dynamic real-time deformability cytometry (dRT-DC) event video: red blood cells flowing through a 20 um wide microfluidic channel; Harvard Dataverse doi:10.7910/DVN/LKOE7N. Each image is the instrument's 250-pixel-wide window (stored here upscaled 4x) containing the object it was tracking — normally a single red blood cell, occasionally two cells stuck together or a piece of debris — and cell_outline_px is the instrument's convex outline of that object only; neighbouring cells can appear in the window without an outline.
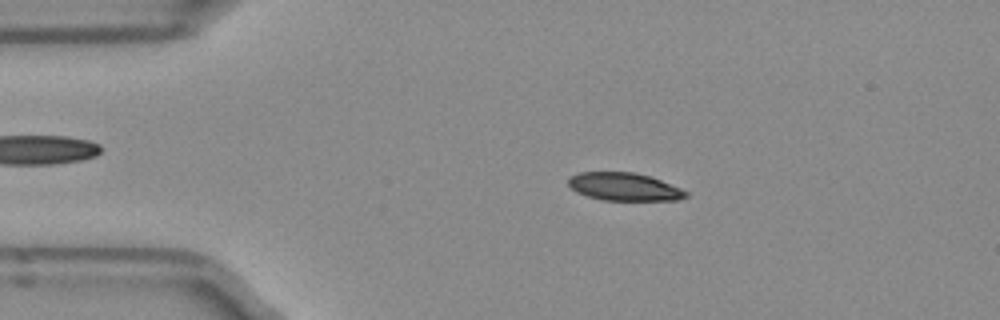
{"species": "Egyptian fruit bat (a non-hibernating species)", "species_latin": "Rousettus aegyptiacus", "temperature_condition": "room temperature", "stored_images_in_passage": 46, "camera_frame_rate_fps": 3000, "um_per_image_px": 0.085, "frame": {"image": 1, "passage_image": 5, "time_ms": 1.333, "image_size_px": [1000, 320], "cell_outline_px": [[688, 196], [680, 200], [604, 200], [588, 196], [576, 192], [568, 184], [568, 176], [580, 172], [636, 172], [652, 176], [680, 188], [688, 192]], "centroid_in_image_um": [53.07, 15.86], "position_along_channel_um": 31.9, "area_um2": 19.25}}
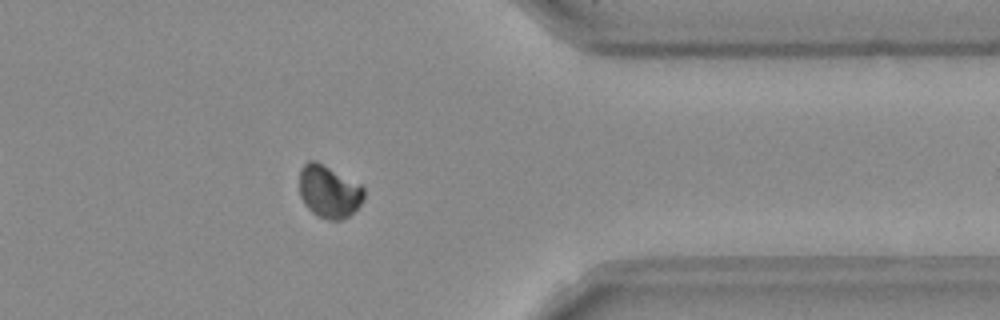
{"frame": {"image": 2, "passage_image": 36, "time_ms": 11.667, "image_size_px": [1000, 320], "cell_outline_px": [[364, 196], [360, 204], [348, 216], [340, 220], [328, 220], [316, 216], [304, 204], [300, 196], [300, 168], [308, 160], [316, 160], [360, 184], [364, 188]], "centroid_in_image_um": [27.94, 16.28], "position_along_channel_um": 383.5, "area_um2": 19.77}}
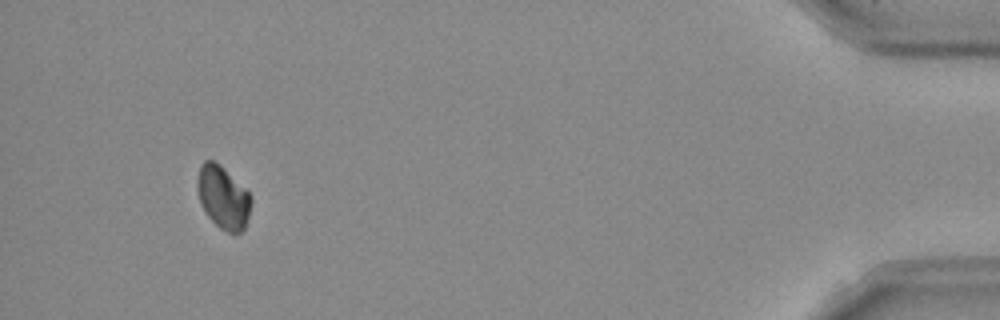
{"frame": {"image": 3, "passage_image": 43, "time_ms": 14.0, "image_size_px": [1000, 320], "cell_outline_px": [[252, 200], [248, 216], [244, 228], [236, 236], [232, 236], [220, 228], [208, 216], [200, 204], [196, 188], [196, 180], [200, 164], [204, 160], [212, 160], [220, 164], [252, 196]], "centroid_in_image_um": [18.94, 16.79], "position_along_channel_um": 416.3, "area_um2": 19.94}}